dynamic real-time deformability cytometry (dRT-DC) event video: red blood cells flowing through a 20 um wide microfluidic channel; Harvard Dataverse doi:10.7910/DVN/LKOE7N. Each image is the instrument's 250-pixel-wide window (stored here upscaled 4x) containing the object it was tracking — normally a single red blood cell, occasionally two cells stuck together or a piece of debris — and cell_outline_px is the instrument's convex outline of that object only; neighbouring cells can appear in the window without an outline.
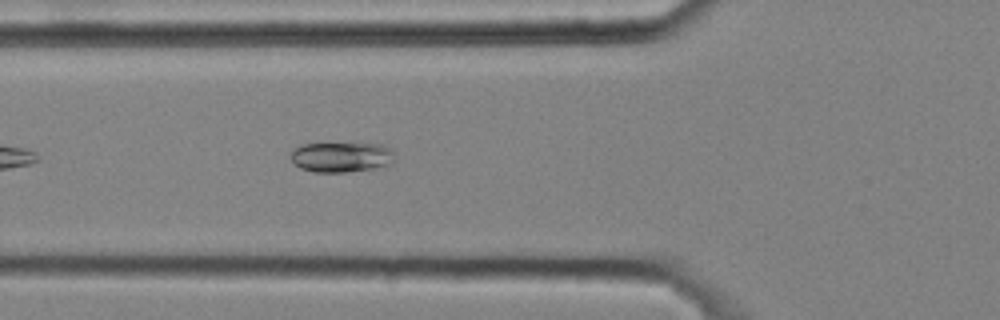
{"species": "common noctule bat (a hibernating species)", "species_latin": "Nyctalus noctula", "temperature_condition": "cold", "stored_images_in_passage": 25, "camera_frame_rate_fps": 3000, "um_per_image_px": 0.085, "animal": {"sex": "male", "body_mass_g": 20.4}, "frame": {"image": 1, "passage_image": 6, "time_ms": 1.667, "image_size_px": [1000, 320], "cell_outline_px": [[392, 164], [380, 168], [344, 172], [312, 172], [300, 168], [288, 156], [292, 148], [300, 144], [380, 144], [388, 148], [392, 152]], "centroid_in_image_um": [28.95, 13.36], "position_along_channel_um": 96.8, "area_um2": 18.32}}
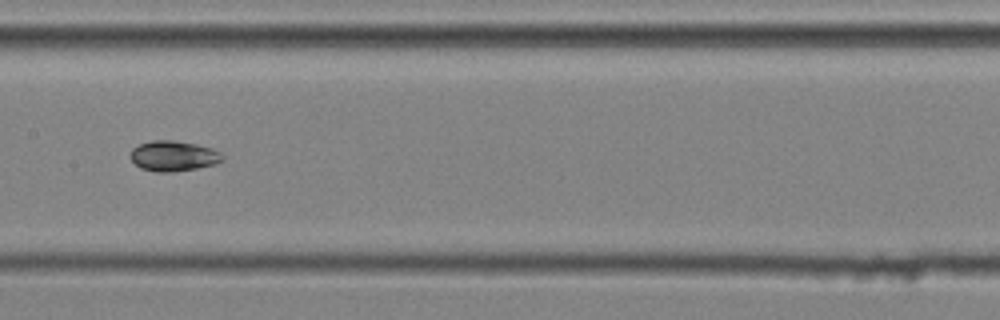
{"frame": {"image": 2, "passage_image": 13, "time_ms": 4.0, "image_size_px": [1000, 320], "cell_outline_px": [[224, 160], [216, 164], [196, 168], [172, 172], [156, 172], [140, 168], [128, 156], [132, 148], [140, 144], [152, 140], [172, 140], [196, 144], [212, 148], [220, 152], [224, 156]], "centroid_in_image_um": [14.74, 13.26], "position_along_channel_um": 192.7, "area_um2": 16.42}}
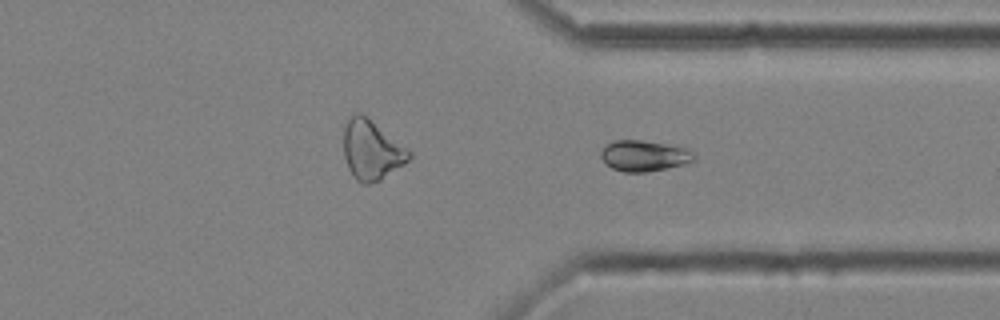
{"frame": {"image": 3, "passage_image": 25, "time_ms": 8.0, "image_size_px": [1000, 320], "cell_outline_px": [[696, 160], [684, 164], [668, 168], [648, 172], [624, 172], [612, 168], [600, 156], [600, 152], [608, 144], [616, 140], [640, 140], [688, 148], [696, 156]], "centroid_in_image_um": [54.79, 13.25], "position_along_channel_um": 356.6, "area_um2": 16.65}}